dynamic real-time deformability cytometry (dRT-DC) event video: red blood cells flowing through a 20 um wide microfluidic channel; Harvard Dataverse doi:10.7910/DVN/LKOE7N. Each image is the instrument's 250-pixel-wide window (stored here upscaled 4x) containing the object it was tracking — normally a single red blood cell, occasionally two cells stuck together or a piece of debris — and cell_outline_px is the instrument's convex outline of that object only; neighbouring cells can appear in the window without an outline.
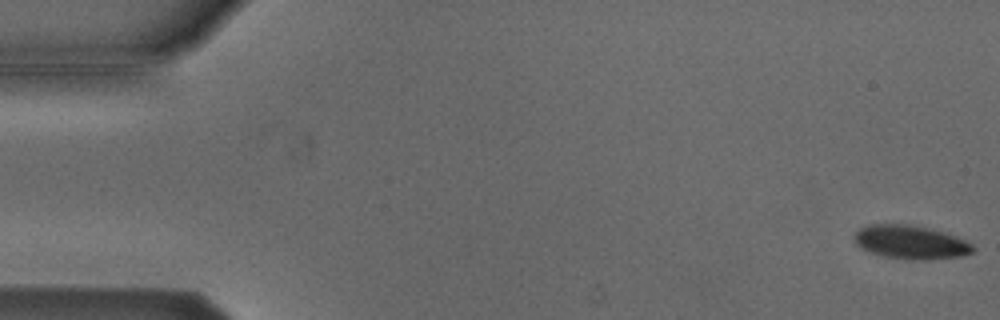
{"species": "Egyptian fruit bat (a non-hibernating species)", "species_latin": "Rousettus aegyptiacus", "temperature_condition": "cold", "stored_images_in_passage": 5, "camera_frame_rate_fps": 3000, "um_per_image_px": 0.085, "animal": {"sex": "male"}, "frame": {"image": 1, "passage_image": 1, "time_ms": 0.0, "image_size_px": [1000, 320], "cell_outline_px": [[976, 248], [972, 252], [964, 256], [928, 260], [912, 260], [880, 256], [868, 252], [860, 248], [856, 244], [852, 236], [860, 228], [868, 224], [908, 224], [956, 236], [972, 244]], "centroid_in_image_um": [77.36, 20.61], "position_along_channel_um": 7.6, "area_um2": 23.41}}
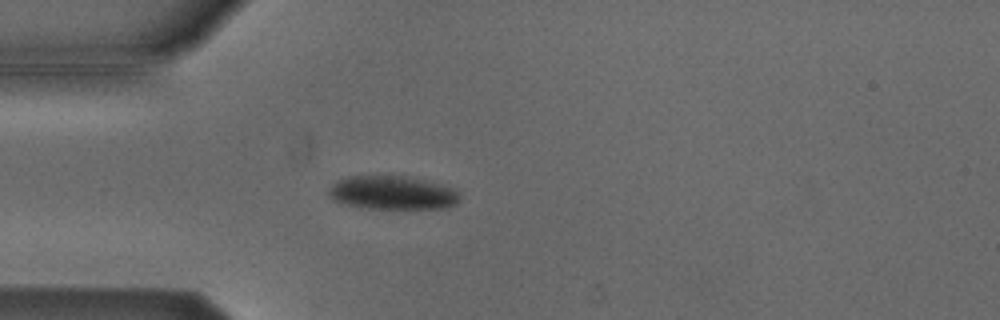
{"frame": {"image": 2, "passage_image": 5, "time_ms": 1.333, "image_size_px": [1000, 320], "cell_outline_px": [[460, 200], [456, 204], [448, 208], [360, 208], [344, 204], [332, 200], [328, 196], [328, 188], [336, 180], [348, 176], [404, 176], [424, 180], [452, 188], [460, 196]], "centroid_in_image_um": [33.29, 16.39], "position_along_channel_um": 51.7, "area_um2": 25.72}}